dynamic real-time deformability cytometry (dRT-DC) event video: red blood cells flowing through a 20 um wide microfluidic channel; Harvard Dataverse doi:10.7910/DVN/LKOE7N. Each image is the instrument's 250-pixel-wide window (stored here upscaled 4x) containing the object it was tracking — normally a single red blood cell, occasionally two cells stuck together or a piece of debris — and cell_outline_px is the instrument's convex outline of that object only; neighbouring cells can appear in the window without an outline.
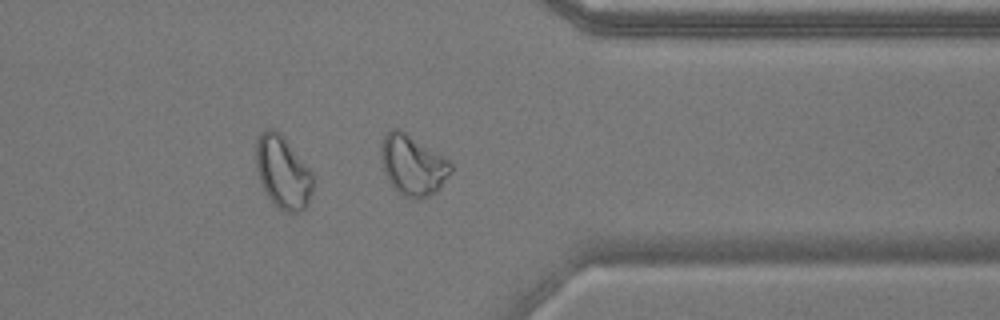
{"species": "common noctule bat (a hibernating species)", "species_latin": "Nyctalus noctula", "temperature_condition": "warm", "stored_images_in_passage": 39, "camera_frame_rate_fps": 3000, "um_per_image_px": 0.085, "animal": {"sex": "male", "body_mass_g": 17.9}, "frame": {"image": 1, "passage_image": 28, "time_ms": 9.0, "image_size_px": [1000, 320], "cell_outline_px": [[452, 168], [440, 188], [436, 192], [428, 196], [416, 200], [404, 196], [396, 192], [388, 180], [384, 172], [380, 156], [380, 148], [384, 136], [392, 128], [400, 128], [448, 160], [452, 164]], "centroid_in_image_um": [35.05, 14.05], "position_along_channel_um": 376.4, "area_um2": 24.51}}
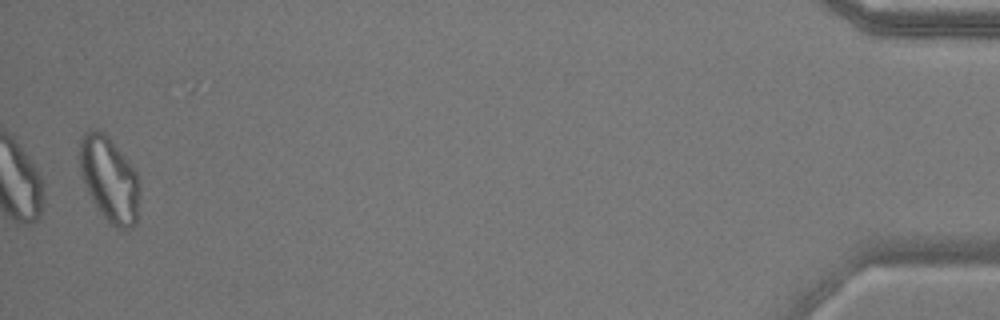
{"frame": {"image": 2, "passage_image": 39, "time_ms": 12.667, "image_size_px": [1000, 320], "cell_outline_px": [[140, 192], [136, 224], [132, 228], [116, 228], [100, 212], [92, 200], [88, 192], [80, 172], [80, 140], [84, 132], [92, 128], [96, 128], [104, 132], [108, 136], [136, 172], [140, 184]], "centroid_in_image_um": [9.3, 15.22], "position_along_channel_um": 425.9, "area_um2": 29.59}, "authors_computed_cell_mechanics": {"area_um2": 20.1144, "velocity_mm_per_s": 3.6538, "shape_relaxation_time_tau1_ms": null, "shape_relaxation_time_tau2_ms": 2.9292, "deformation_change_tau1": null, "deformation_change_tau2": 0.1065}}